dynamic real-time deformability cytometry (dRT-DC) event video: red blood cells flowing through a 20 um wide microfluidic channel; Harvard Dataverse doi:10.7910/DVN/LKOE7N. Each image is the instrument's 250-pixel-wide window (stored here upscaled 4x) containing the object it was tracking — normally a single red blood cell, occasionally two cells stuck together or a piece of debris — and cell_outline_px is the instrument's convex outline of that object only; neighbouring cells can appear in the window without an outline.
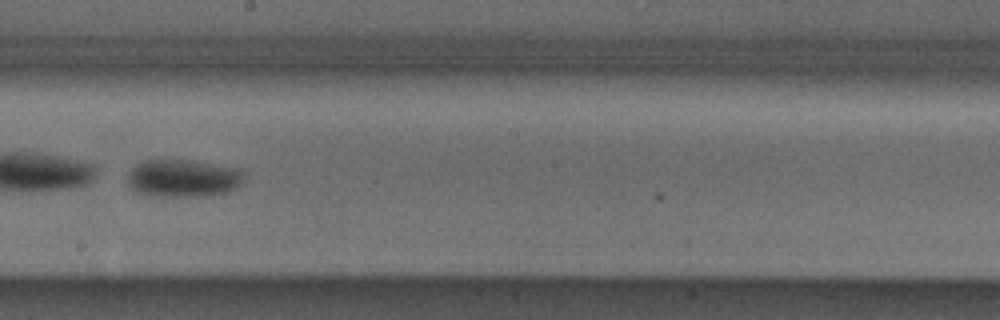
{"species": "Egyptian fruit bat (a non-hibernating species)", "species_latin": "Rousettus aegyptiacus", "temperature_condition": "cold", "stored_images_in_passage": 52, "camera_frame_rate_fps": 3000, "um_per_image_px": 0.085, "animal": {"sex": "male"}, "frame": {"image": 1, "passage_image": 30, "time_ms": 9.667, "image_size_px": [1000, 320], "cell_outline_px": [[244, 180], [236, 188], [228, 192], [208, 196], [152, 196], [136, 192], [128, 188], [128, 172], [136, 164], [144, 160], [192, 160], [236, 168], [244, 172]], "centroid_in_image_um": [15.55, 15.16], "position_along_channel_um": 232.7, "area_um2": 25.84}}